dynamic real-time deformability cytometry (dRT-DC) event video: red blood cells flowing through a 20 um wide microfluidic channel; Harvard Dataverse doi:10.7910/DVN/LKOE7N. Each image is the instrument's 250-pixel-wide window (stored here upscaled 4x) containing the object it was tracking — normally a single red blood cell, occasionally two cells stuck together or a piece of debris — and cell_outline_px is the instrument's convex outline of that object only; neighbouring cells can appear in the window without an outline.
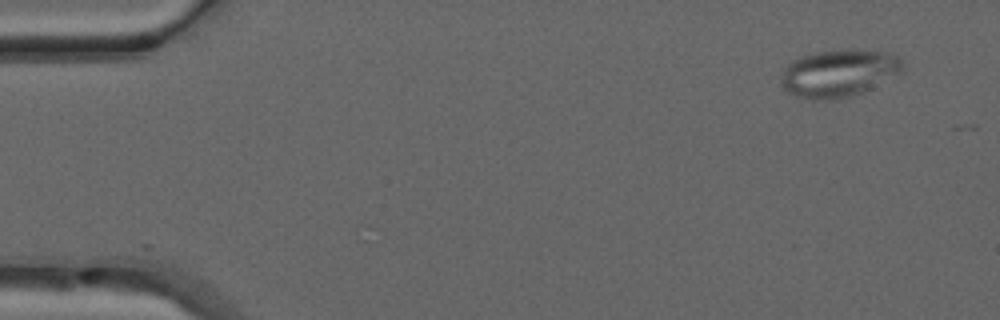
{"species": "common noctule bat (a hibernating species)", "species_latin": "Nyctalus noctula", "temperature_condition": "warm", "stored_images_in_passage": 13, "camera_frame_rate_fps": 3000, "um_per_image_px": 0.085, "animal": {"sex": "male", "forearm_length_mm": 52.5}, "frame": {"image": 1, "passage_image": 1, "time_ms": 0.0, "image_size_px": [1000, 320], "cell_outline_px": [[904, 68], [900, 72], [864, 92], [856, 96], [840, 100], [812, 100], [796, 96], [788, 92], [784, 88], [784, 68], [792, 60], [816, 52], [892, 52], [904, 64]], "centroid_in_image_um": [71.31, 6.29], "position_along_channel_um": 13.7, "area_um2": 32.71}}